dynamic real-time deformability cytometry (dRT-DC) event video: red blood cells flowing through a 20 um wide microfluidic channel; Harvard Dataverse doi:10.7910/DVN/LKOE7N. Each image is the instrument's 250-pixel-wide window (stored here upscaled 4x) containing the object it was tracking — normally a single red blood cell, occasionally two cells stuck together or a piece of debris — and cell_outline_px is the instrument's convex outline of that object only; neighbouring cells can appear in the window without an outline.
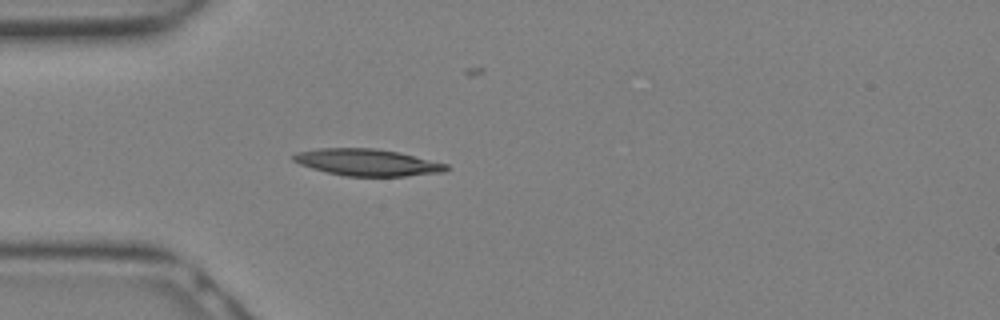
{"species": "Egyptian fruit bat (a non-hibernating species)", "species_latin": "Rousettus aegyptiacus", "temperature_condition": "warm", "stored_images_in_passage": 12, "camera_frame_rate_fps": 3000, "um_per_image_px": 0.085, "animal": {"sex": "female"}, "frame": {"image": 1, "passage_image": 7, "time_ms": 2.0, "image_size_px": [1000, 320], "cell_outline_px": [[448, 168], [444, 172], [404, 176], [344, 176], [312, 168], [300, 164], [292, 160], [292, 156], [296, 152], [320, 148], [376, 148], [400, 152], [448, 164]], "centroid_in_image_um": [31.22, 13.79], "position_along_channel_um": 53.8, "area_um2": 23.87}}
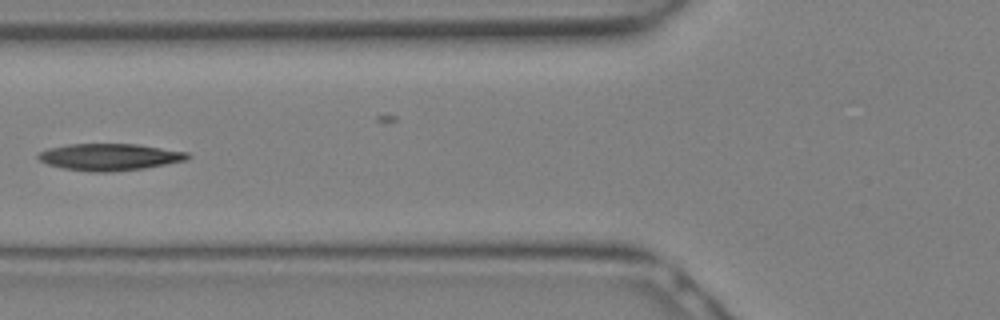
{"frame": {"image": 2, "passage_image": 10, "time_ms": 3.0, "image_size_px": [1000, 320], "cell_outline_px": [[192, 156], [184, 160], [144, 168], [108, 172], [92, 172], [64, 168], [48, 164], [40, 160], [36, 156], [40, 152], [48, 148], [68, 144], [136, 144], [188, 152]], "centroid_in_image_um": [9.29, 13.34], "position_along_channel_um": 116.5, "area_um2": 23.12}}